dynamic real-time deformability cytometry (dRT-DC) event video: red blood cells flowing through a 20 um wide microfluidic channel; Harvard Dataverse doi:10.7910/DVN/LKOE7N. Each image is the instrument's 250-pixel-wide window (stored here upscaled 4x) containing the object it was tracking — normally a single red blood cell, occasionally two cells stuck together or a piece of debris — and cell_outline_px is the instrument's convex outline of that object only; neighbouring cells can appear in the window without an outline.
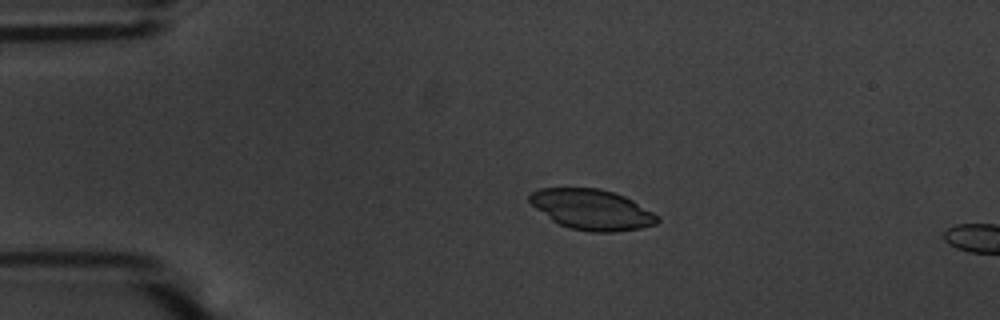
{"species": "common noctule bat (a hibernating species)", "species_latin": "Nyctalus noctula", "temperature_condition": "warm", "stored_images_in_passage": 12, "camera_frame_rate_fps": 3000, "um_per_image_px": 0.085, "animal": {"sex": "male", "body_mass_g": 20.1, "forearm_length_mm": 53.5}, "frame": {"image": 1, "passage_image": 9, "time_ms": 2.667, "image_size_px": [1000, 320], "cell_outline_px": [[660, 220], [656, 224], [640, 228], [616, 232], [592, 232], [568, 228], [552, 220], [536, 208], [528, 200], [528, 196], [532, 192], [540, 188], [600, 188], [624, 196], [632, 200], [660, 216]], "centroid_in_image_um": [50.32, 17.81], "position_along_channel_um": 34.7, "area_um2": 30.06}}